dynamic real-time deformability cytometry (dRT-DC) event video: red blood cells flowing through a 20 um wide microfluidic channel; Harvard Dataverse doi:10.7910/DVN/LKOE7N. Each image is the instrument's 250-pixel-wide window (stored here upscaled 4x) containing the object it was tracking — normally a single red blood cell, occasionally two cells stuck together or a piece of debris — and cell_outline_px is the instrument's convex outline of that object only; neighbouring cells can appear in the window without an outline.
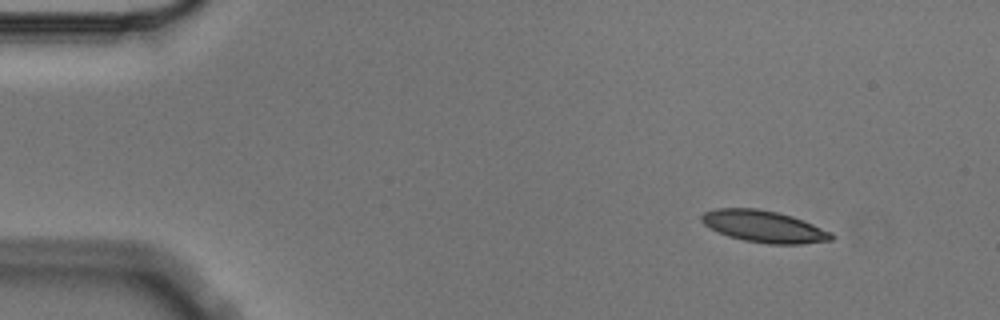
{"species": "Egyptian fruit bat (a non-hibernating species)", "species_latin": "Rousettus aegyptiacus", "temperature_condition": "cold", "stored_images_in_passage": 4, "camera_frame_rate_fps": 3000, "um_per_image_px": 0.085, "animal": {"sex": "male"}, "frame": {"image": 1, "passage_image": 1, "time_ms": 0.0, "image_size_px": [1000, 320], "cell_outline_px": [[836, 236], [832, 240], [800, 244], [768, 244], [744, 240], [728, 236], [704, 224], [700, 220], [700, 216], [704, 212], [716, 208], [756, 208], [776, 212], [792, 216], [832, 232]], "centroid_in_image_um": [64.95, 19.25], "position_along_channel_um": 20.1, "area_um2": 23.93}}
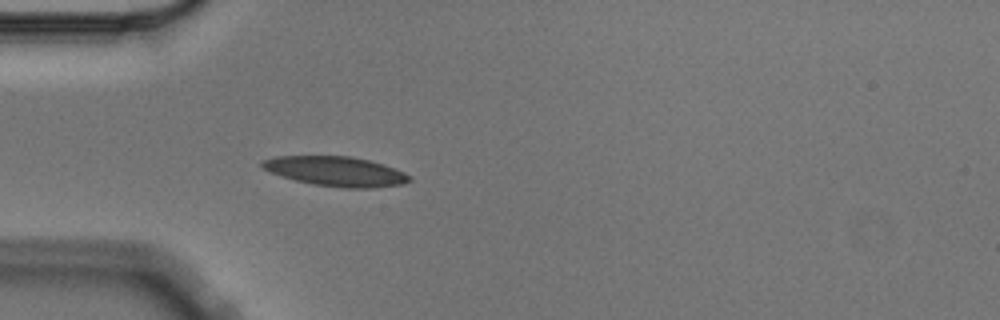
{"frame": {"image": 2, "passage_image": 4, "time_ms": 1.0, "image_size_px": [1000, 320], "cell_outline_px": [[412, 180], [404, 184], [376, 188], [344, 188], [312, 184], [296, 180], [268, 172], [260, 164], [260, 160], [276, 156], [352, 156], [384, 164], [404, 172], [412, 176]], "centroid_in_image_um": [28.57, 14.56], "position_along_channel_um": 56.4, "area_um2": 25.72}}